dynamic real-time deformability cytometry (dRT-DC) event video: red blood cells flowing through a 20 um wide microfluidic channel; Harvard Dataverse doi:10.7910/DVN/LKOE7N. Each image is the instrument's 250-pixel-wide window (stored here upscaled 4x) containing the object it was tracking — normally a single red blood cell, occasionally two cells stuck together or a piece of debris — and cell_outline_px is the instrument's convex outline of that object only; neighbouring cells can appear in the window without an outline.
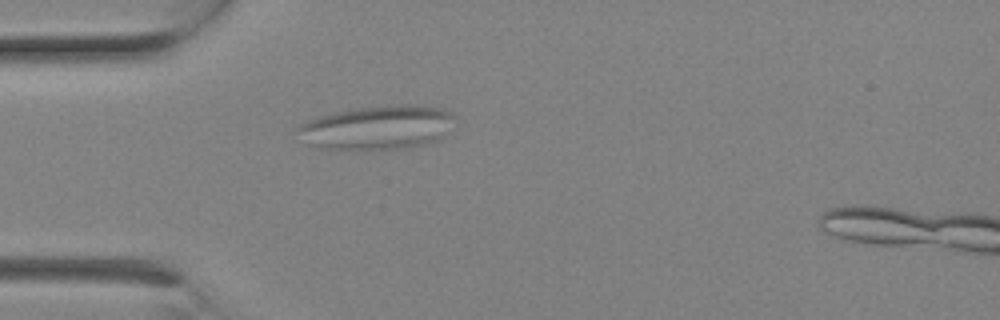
{"species": "Egyptian fruit bat (a non-hibernating species)", "species_latin": "Rousettus aegyptiacus", "temperature_condition": "room temperature", "stored_images_in_passage": 3, "camera_frame_rate_fps": 3000, "um_per_image_px": 0.085, "animal": {"sex": "female"}, "frame": {"image": 1, "passage_image": 2, "time_ms": 0.333, "image_size_px": [1000, 320], "cell_outline_px": [[452, 116], [444, 136], [440, 140], [432, 144], [400, 148], [352, 152], [316, 148], [292, 140], [296, 128], [300, 124], [308, 120], [320, 116], [352, 108], [404, 104], [412, 104], [444, 108], [452, 112]], "centroid_in_image_um": [31.91, 10.89], "position_along_channel_um": 53.1, "area_um2": 41.85}}